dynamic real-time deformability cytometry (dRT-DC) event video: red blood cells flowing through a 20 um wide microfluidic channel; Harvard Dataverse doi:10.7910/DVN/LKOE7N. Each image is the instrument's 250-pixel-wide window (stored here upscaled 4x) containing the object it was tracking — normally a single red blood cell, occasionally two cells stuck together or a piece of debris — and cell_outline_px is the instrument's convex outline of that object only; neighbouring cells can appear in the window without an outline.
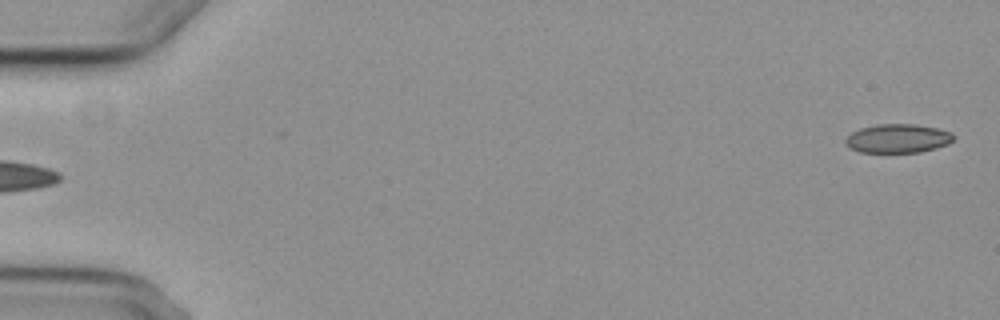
{"species": "common noctule bat (a hibernating species)", "species_latin": "Nyctalus noctula", "temperature_condition": "cold", "stored_images_in_passage": 6, "camera_frame_rate_fps": 3000, "um_per_image_px": 0.085, "animal": {"sex": "female", "body_mass_g": 29.2, "forearm_length_mm": 56.3}, "frame": {"image": 1, "passage_image": 6, "time_ms": 6.667, "image_size_px": [1000, 320], "cell_outline_px": [[952, 140], [948, 144], [936, 148], [920, 152], [860, 152], [848, 148], [844, 144], [844, 140], [852, 132], [860, 128], [876, 124], [912, 124], [936, 128], [952, 132]], "centroid_in_image_um": [76.26, 11.77], "position_along_channel_um": 8.7, "area_um2": 18.15}}